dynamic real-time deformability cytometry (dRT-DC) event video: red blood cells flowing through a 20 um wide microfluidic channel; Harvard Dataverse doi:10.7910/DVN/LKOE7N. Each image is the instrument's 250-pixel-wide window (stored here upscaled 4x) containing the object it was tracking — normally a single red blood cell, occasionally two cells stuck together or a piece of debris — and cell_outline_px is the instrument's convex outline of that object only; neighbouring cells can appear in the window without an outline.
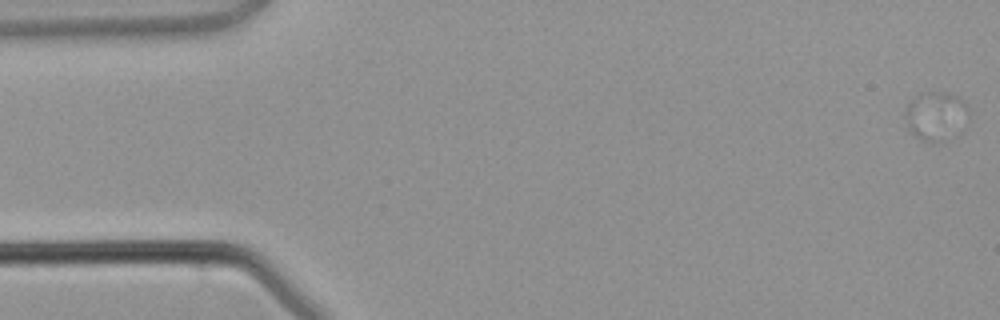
{"species": "common noctule bat (a hibernating species)", "species_latin": "Nyctalus noctula", "temperature_condition": "warm", "stored_images_in_passage": 2, "camera_frame_rate_fps": 3000, "um_per_image_px": 0.085, "animal": {"sex": "male", "body_mass_g": 21.5, "forearm_length_mm": 52.0}, "frame": {"image": 1, "passage_image": 2, "time_ms": 1.333, "image_size_px": [1000, 320], "cell_outline_px": [[968, 128], [964, 132], [932, 140], [924, 140], [916, 136], [908, 128], [904, 116], [904, 112], [908, 104], [916, 96], [924, 92], [948, 92], [960, 96], [968, 112]], "centroid_in_image_um": [79.6, 9.81], "position_along_channel_um": 5.4, "area_um2": 17.98}}